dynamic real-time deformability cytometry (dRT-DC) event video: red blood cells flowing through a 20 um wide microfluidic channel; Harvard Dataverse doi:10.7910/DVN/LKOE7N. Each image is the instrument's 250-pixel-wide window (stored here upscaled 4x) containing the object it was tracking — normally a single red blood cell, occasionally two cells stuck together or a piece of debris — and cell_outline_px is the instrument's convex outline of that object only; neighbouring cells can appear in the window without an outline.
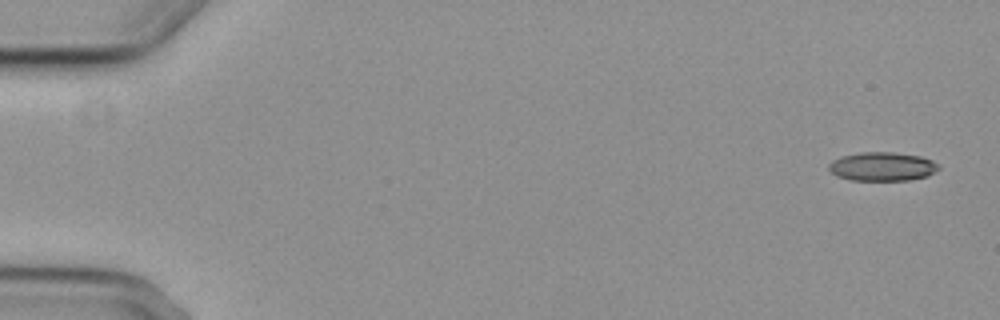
{"species": "common noctule bat (a hibernating species)", "species_latin": "Nyctalus noctula", "temperature_condition": "cold", "stored_images_in_passage": 6, "camera_frame_rate_fps": 3000, "um_per_image_px": 0.085, "animal": {"sex": "female", "body_mass_g": 29.2, "forearm_length_mm": 56.3}, "frame": {"image": 1, "passage_image": 1, "time_ms": 0.0, "image_size_px": [1000, 320], "cell_outline_px": [[940, 168], [928, 176], [908, 180], [852, 180], [836, 176], [828, 168], [828, 164], [832, 160], [840, 156], [860, 152], [896, 152], [920, 156], [932, 160], [940, 164]], "centroid_in_image_um": [75.0, 14.14], "position_along_channel_um": 10.0, "area_um2": 18.61}}
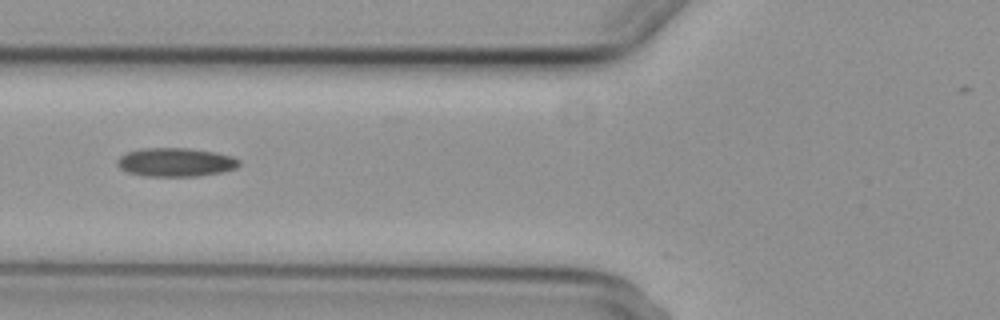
{"frame": {"image": 2, "passage_image": 6, "time_ms": 6.667, "image_size_px": [1000, 320], "cell_outline_px": [[240, 164], [236, 168], [224, 172], [200, 176], [144, 176], [128, 172], [120, 168], [116, 164], [116, 160], [120, 156], [128, 152], [144, 148], [188, 148], [212, 152], [232, 156], [240, 160]], "centroid_in_image_um": [14.94, 13.8], "position_along_channel_um": 110.9, "area_um2": 20.4}}